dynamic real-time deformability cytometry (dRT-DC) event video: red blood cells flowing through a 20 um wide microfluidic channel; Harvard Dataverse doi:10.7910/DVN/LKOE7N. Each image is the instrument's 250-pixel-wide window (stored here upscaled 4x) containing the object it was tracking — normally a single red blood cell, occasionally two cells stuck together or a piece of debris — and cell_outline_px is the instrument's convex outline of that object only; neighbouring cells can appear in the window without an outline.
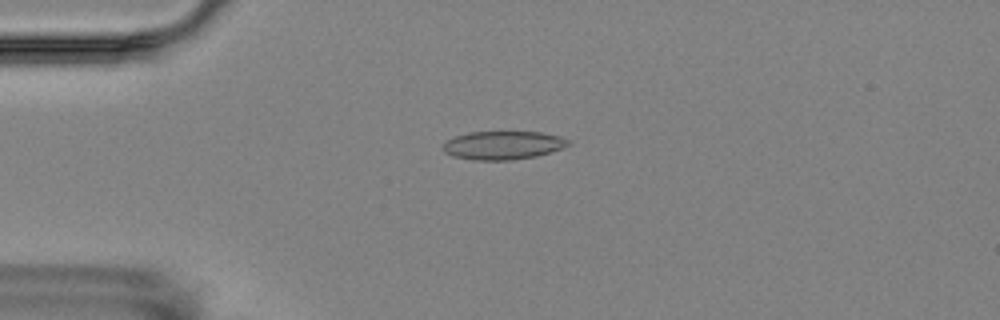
{"species": "Egyptian fruit bat (a non-hibernating species)", "species_latin": "Rousettus aegyptiacus", "temperature_condition": "room temperature", "stored_images_in_passage": 5, "camera_frame_rate_fps": 3000, "um_per_image_px": 0.085, "animal": {"sex": "female"}, "frame": {"image": 1, "passage_image": 4, "time_ms": 4.333, "image_size_px": [1000, 320], "cell_outline_px": [[572, 144], [564, 148], [536, 156], [512, 160], [476, 160], [452, 156], [444, 152], [444, 144], [448, 140], [456, 136], [468, 132], [540, 132], [560, 136], [568, 140]], "centroid_in_image_um": [42.79, 12.35], "position_along_channel_um": 42.2, "area_um2": 20.69}}